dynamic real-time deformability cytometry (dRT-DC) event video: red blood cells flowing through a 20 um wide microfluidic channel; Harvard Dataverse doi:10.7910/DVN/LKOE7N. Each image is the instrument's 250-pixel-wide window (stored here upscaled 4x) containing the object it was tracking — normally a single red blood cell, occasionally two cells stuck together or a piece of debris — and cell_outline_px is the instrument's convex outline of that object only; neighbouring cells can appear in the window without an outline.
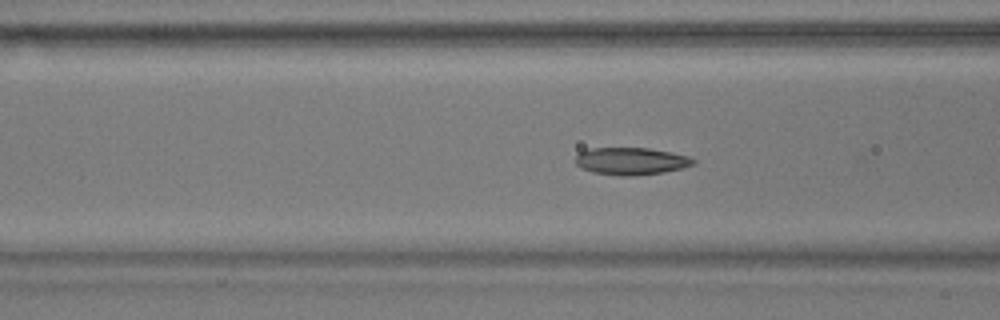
{"species": "common noctule bat (a hibernating species)", "species_latin": "Nyctalus noctula", "temperature_condition": "warm", "stored_images_in_passage": 56, "camera_frame_rate_fps": 3000, "um_per_image_px": 0.085, "animal": {"sex": "male", "body_mass_g": 17.9}, "frame": {"image": 1, "passage_image": 21, "time_ms": 6.667, "image_size_px": [1000, 320], "cell_outline_px": [[696, 164], [684, 168], [664, 172], [632, 176], [620, 176], [592, 172], [580, 168], [576, 164], [576, 156], [580, 152], [592, 148], [648, 148], [672, 152], [688, 156], [696, 160]], "centroid_in_image_um": [53.67, 13.7], "position_along_channel_um": 112.9, "area_um2": 18.9}}
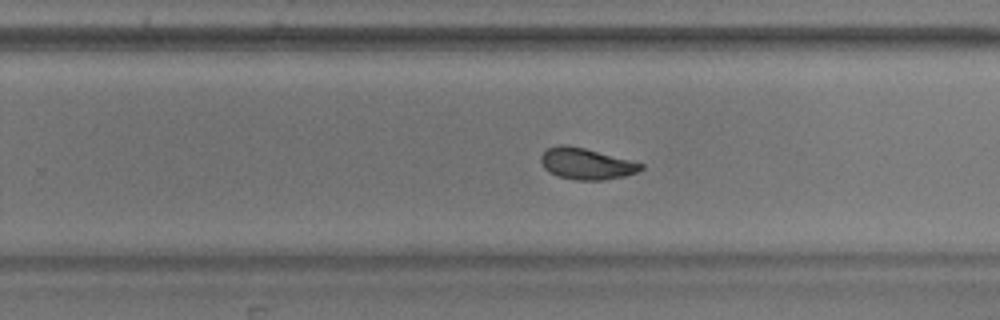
{"frame": {"image": 2, "passage_image": 35, "time_ms": 11.333, "image_size_px": [1000, 320], "cell_outline_px": [[644, 168], [636, 172], [624, 176], [604, 180], [576, 180], [556, 176], [548, 172], [544, 168], [540, 160], [540, 156], [548, 148], [556, 144], [568, 144], [584, 148], [644, 164]], "centroid_in_image_um": [49.78, 13.92], "position_along_channel_um": 280.0, "area_um2": 18.26}}
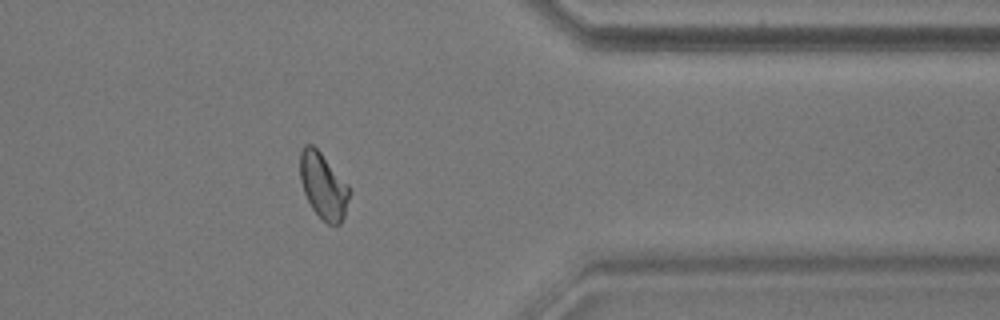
{"frame": {"image": 3, "passage_image": 45, "time_ms": 14.667, "image_size_px": [1000, 320], "cell_outline_px": [[352, 192], [344, 216], [340, 224], [328, 224], [312, 208], [304, 192], [300, 180], [300, 152], [304, 144], [312, 144], [320, 152], [348, 184]], "centroid_in_image_um": [27.49, 15.79], "position_along_channel_um": 383.9, "area_um2": 18.9}, "authors_computed_cell_mechanics": {"area_um2": 18.9873, "velocity_mm_per_s": 3.5819, "shape_relaxation_time_tau1_ms": 3.8783, "shape_relaxation_time_tau2_ms": 2.1171, "deformation_change_tau1": 0.1625, "deformation_change_tau2": 0.0779}}